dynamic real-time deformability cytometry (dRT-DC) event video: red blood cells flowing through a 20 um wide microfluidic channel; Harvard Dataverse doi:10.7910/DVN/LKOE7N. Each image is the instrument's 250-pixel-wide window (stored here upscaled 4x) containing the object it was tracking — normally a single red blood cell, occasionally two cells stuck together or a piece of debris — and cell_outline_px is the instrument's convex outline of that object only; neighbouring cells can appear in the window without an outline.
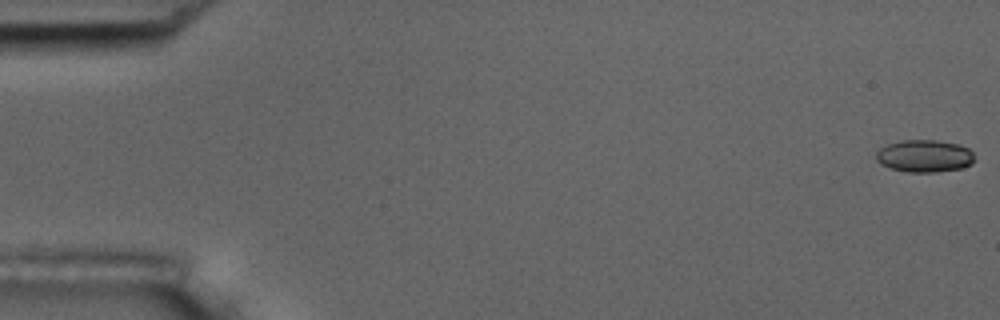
{"species": "common noctule bat (a hibernating species)", "species_latin": "Nyctalus noctula", "temperature_condition": "room temperature", "stored_images_in_passage": 56, "camera_frame_rate_fps": 3000, "um_per_image_px": 0.085, "animal": {"sex": "male", "body_mass_g": 17.5, "forearm_length_mm": 52.3}, "frame": {"image": 1, "passage_image": 1, "time_ms": 0.0, "image_size_px": [1000, 320], "cell_outline_px": [[976, 160], [972, 164], [960, 168], [936, 172], [908, 172], [892, 168], [880, 164], [876, 160], [876, 152], [880, 148], [888, 144], [900, 140], [936, 140], [960, 144], [968, 148], [972, 152]], "centroid_in_image_um": [78.6, 13.25], "position_along_channel_um": 6.4, "area_um2": 18.67}}
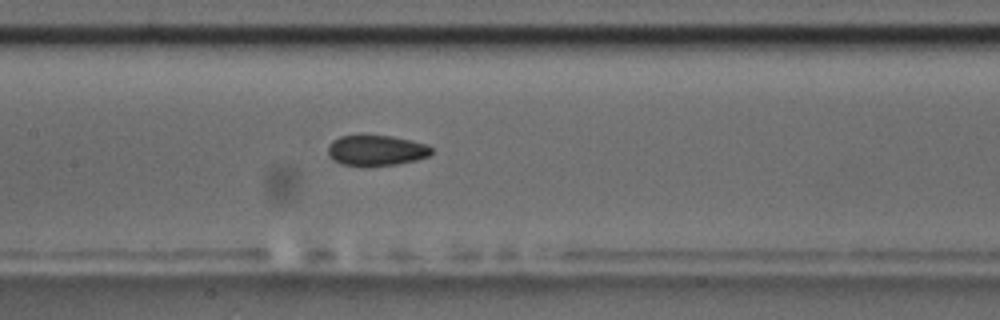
{"frame": {"image": 2, "passage_image": 27, "time_ms": 8.667, "image_size_px": [1000, 320], "cell_outline_px": [[432, 152], [428, 156], [416, 160], [396, 164], [340, 164], [332, 160], [328, 156], [328, 144], [332, 140], [340, 136], [392, 136], [412, 140], [428, 144], [432, 148]], "centroid_in_image_um": [31.98, 12.76], "position_along_channel_um": 175.4, "area_um2": 18.09}}
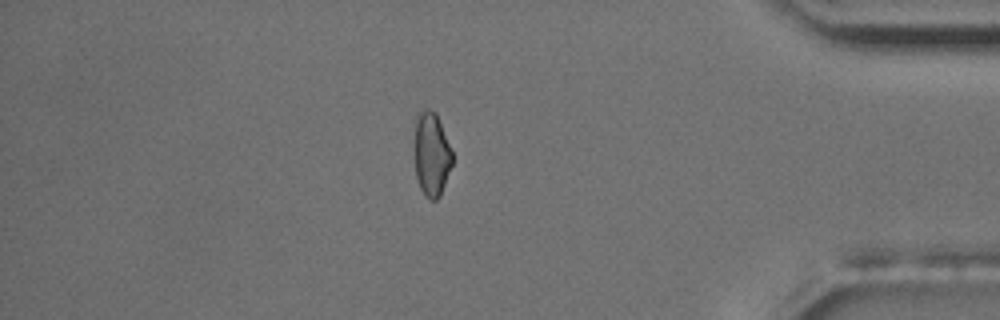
{"frame": {"image": 3, "passage_image": 48, "time_ms": 15.667, "image_size_px": [1000, 320], "cell_outline_px": [[452, 164], [440, 196], [436, 200], [428, 200], [424, 196], [420, 188], [416, 176], [412, 152], [416, 112], [428, 108], [436, 112], [452, 152]], "centroid_in_image_um": [36.62, 13.09], "position_along_channel_um": 398.6, "area_um2": 19.19}, "authors_computed_cell_mechanics": {"area_um2": 18.9584, "velocity_mm_per_s": 3.6795, "shape_relaxation_time_tau1_ms": null, "shape_relaxation_time_tau2_ms": 3.256, "deformation_change_tau1": null, "deformation_change_tau2": 0.064}}